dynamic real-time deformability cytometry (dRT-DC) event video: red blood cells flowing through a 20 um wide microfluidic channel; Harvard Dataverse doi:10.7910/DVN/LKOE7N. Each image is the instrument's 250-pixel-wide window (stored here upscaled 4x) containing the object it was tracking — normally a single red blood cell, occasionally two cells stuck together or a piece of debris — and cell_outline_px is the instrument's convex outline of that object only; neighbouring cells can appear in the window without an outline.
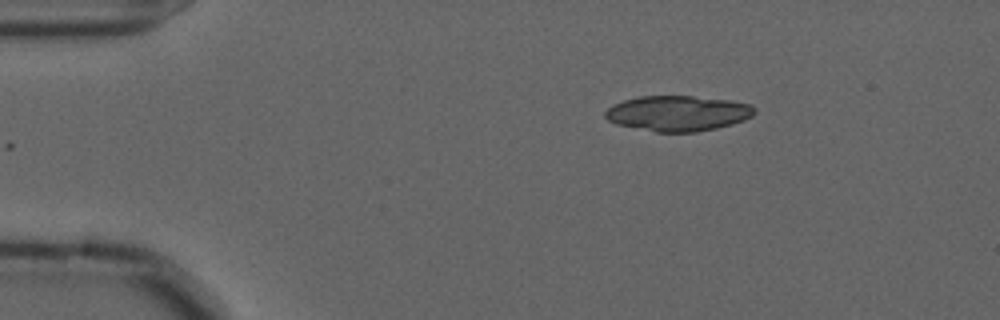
{"species": "common noctule bat (a hibernating species)", "species_latin": "Nyctalus noctula", "temperature_condition": "cold", "stored_images_in_passage": 35, "camera_frame_rate_fps": 3000, "um_per_image_px": 0.085, "animal": {"sex": "male", "forearm_length_mm": 52.5}, "frame": {"image": 1, "passage_image": 1, "time_ms": 0.0, "image_size_px": [1000, 320], "cell_outline_px": [[756, 112], [752, 116], [744, 120], [732, 124], [716, 128], [696, 132], [656, 132], [616, 124], [608, 120], [604, 116], [604, 112], [612, 104], [624, 100], [640, 96], [692, 96], [728, 100], [748, 104], [756, 108]], "centroid_in_image_um": [57.6, 9.63], "position_along_channel_um": 27.4, "area_um2": 30.81}, "authors_computed_cell_mechanics": {"area_um2": 16.9354, "velocity_mm_per_s": 3.6192, "shape_relaxation_time_tau1_ms": null, "shape_relaxation_time_tau2_ms": 8.3448, "deformation_change_tau1": null, "deformation_change_tau2": 0.1719}}